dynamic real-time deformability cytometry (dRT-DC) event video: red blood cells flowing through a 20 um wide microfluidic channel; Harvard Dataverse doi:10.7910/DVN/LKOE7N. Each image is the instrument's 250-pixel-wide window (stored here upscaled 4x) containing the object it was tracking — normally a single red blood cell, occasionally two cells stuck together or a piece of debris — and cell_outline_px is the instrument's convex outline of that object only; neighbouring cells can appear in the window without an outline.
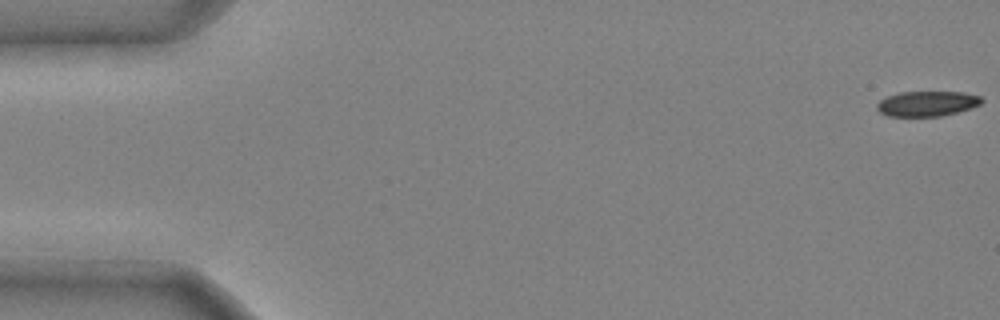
{"species": "common noctule bat (a hibernating species)", "species_latin": "Nyctalus noctula", "temperature_condition": "cold", "stored_images_in_passage": 46, "camera_frame_rate_fps": 3000, "um_per_image_px": 0.085, "animal": {"sex": "male", "body_mass_g": 20.4}, "frame": {"image": 1, "passage_image": 1, "time_ms": 0.0, "image_size_px": [1000, 320], "cell_outline_px": [[984, 100], [980, 104], [972, 108], [940, 116], [888, 116], [880, 112], [876, 108], [876, 104], [880, 100], [888, 96], [900, 92], [964, 92], [980, 96]], "centroid_in_image_um": [78.81, 8.8], "position_along_channel_um": 6.2, "area_um2": 15.32}}
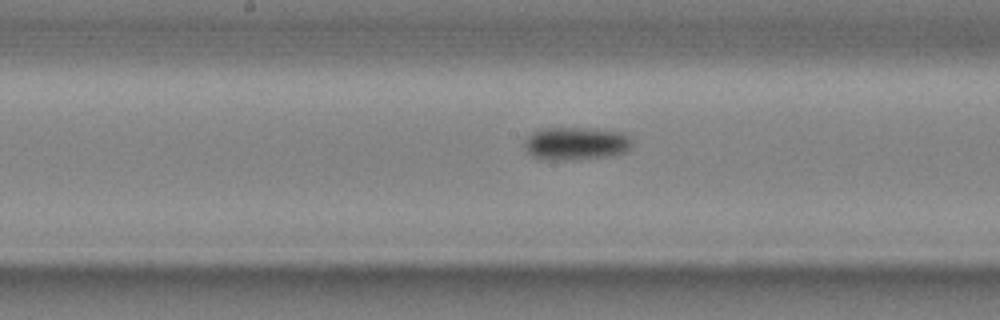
{"frame": {"image": 2, "passage_image": 26, "time_ms": 8.333, "image_size_px": [1000, 320], "cell_outline_px": [[628, 148], [624, 152], [612, 156], [560, 160], [552, 160], [532, 156], [528, 152], [524, 144], [528, 136], [532, 132], [540, 128], [588, 128], [624, 132], [628, 136]], "centroid_in_image_um": [48.91, 12.18], "position_along_channel_um": 199.3, "area_um2": 20.35}}
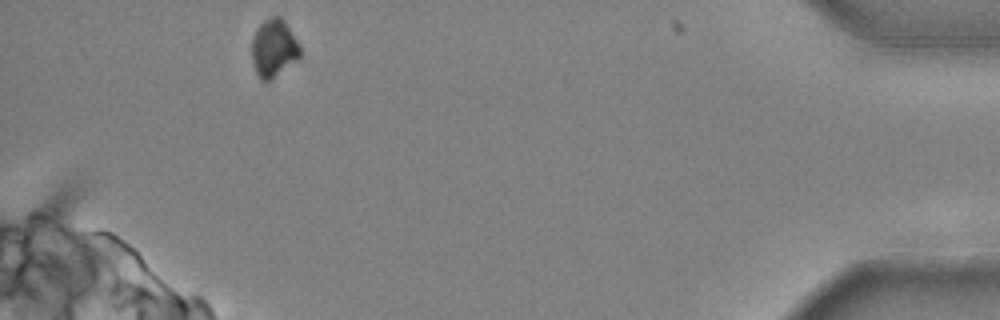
{"frame": {"image": 3, "passage_image": 46, "time_ms": 15.0, "image_size_px": [1000, 320], "cell_outline_px": [[300, 60], [268, 80], [260, 80], [256, 72], [252, 60], [252, 40], [260, 24], [264, 20], [272, 16], [280, 16], [300, 44]], "centroid_in_image_um": [23.29, 4.1], "position_along_channel_um": 411.9, "area_um2": 16.13}, "authors_computed_cell_mechanics": {"area_um2": 18.0336, "velocity_mm_per_s": 3.987, "shape_relaxation_time_tau1_ms": 2.3505, "shape_relaxation_time_tau2_ms": null, "deformation_change_tau1": 0.1057, "deformation_change_tau2": null}}